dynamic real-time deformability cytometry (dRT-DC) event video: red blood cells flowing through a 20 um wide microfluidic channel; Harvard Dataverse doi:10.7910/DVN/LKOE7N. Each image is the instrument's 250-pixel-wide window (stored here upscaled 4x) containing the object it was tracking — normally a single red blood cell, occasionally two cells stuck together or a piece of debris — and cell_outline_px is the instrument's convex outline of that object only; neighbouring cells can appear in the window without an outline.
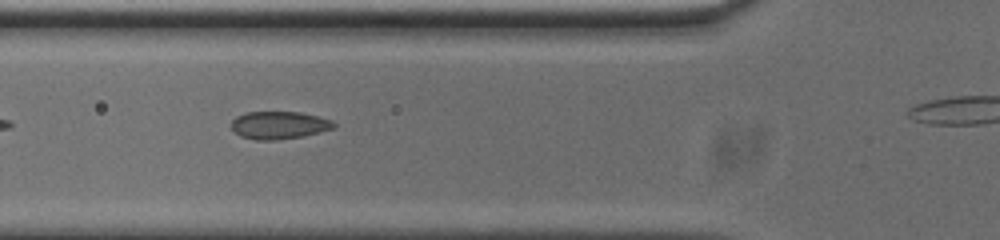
{"species": "common noctule bat (a hibernating species)", "species_latin": "Nyctalus noctula", "temperature_condition": "cold", "stored_images_in_passage": 10, "camera_frame_rate_fps": 3000, "um_per_image_px": 0.085, "animal": {"sex": "male", "body_mass_g": 20.0, "forearm_length_mm": 53.3}, "frame": {"image": 1, "passage_image": 5, "time_ms": 1.333, "image_size_px": [1000, 240], "cell_outline_px": [[336, 124], [332, 128], [320, 132], [304, 136], [276, 140], [256, 140], [240, 136], [232, 128], [232, 120], [236, 116], [244, 112], [300, 112], [332, 120]], "centroid_in_image_um": [23.7, 10.64], "position_along_channel_um": 102.1, "area_um2": 16.47}}